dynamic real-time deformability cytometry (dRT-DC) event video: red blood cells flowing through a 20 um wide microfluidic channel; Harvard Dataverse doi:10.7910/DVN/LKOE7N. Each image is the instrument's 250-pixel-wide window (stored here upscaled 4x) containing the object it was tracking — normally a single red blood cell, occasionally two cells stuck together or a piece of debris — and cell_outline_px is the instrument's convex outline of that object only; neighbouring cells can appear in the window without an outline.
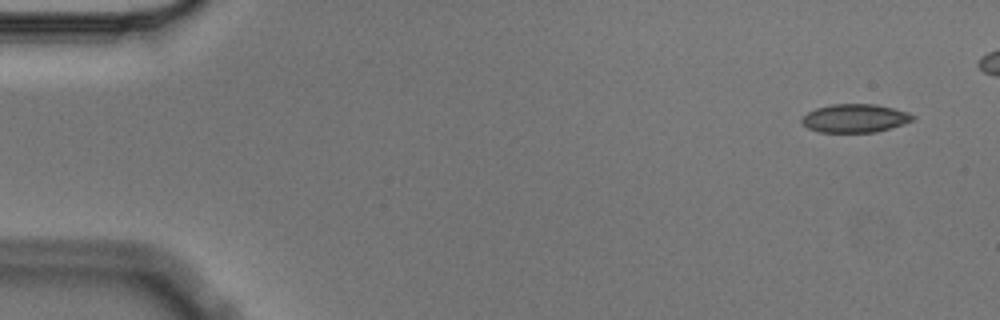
{"species": "Egyptian fruit bat (a non-hibernating species)", "species_latin": "Rousettus aegyptiacus", "temperature_condition": "cold", "stored_images_in_passage": 5, "camera_frame_rate_fps": 3000, "um_per_image_px": 0.085, "animal": {"sex": "male"}, "frame": {"image": 1, "passage_image": 1, "time_ms": 0.0, "image_size_px": [1000, 320], "cell_outline_px": [[916, 116], [912, 120], [904, 124], [876, 132], [820, 132], [808, 128], [800, 120], [808, 112], [816, 108], [832, 104], [876, 104], [908, 112]], "centroid_in_image_um": [72.68, 10.05], "position_along_channel_um": 12.3, "area_um2": 18.26}}